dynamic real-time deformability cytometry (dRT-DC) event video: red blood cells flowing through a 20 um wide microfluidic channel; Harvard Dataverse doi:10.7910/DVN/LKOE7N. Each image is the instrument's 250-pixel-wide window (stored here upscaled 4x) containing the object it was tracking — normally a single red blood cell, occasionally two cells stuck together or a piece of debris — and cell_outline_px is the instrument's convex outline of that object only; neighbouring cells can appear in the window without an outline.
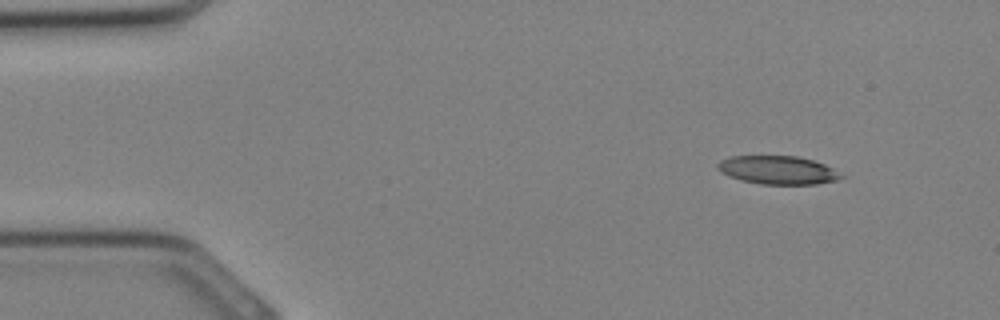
{"species": "Egyptian fruit bat (a non-hibernating species)", "species_latin": "Rousettus aegyptiacus", "temperature_condition": "cold", "stored_images_in_passage": 31, "camera_frame_rate_fps": 3000, "um_per_image_px": 0.085, "animal": {"sex": "female"}, "frame": {"image": 1, "passage_image": 2, "time_ms": 0.333, "image_size_px": [1000, 320], "cell_outline_px": [[844, 176], [836, 180], [816, 184], [760, 184], [740, 180], [728, 176], [720, 172], [716, 168], [716, 164], [720, 160], [732, 156], [796, 156], [812, 160], [824, 164], [832, 168]], "centroid_in_image_um": [66.06, 14.45], "position_along_channel_um": 18.9, "area_um2": 20.4}}
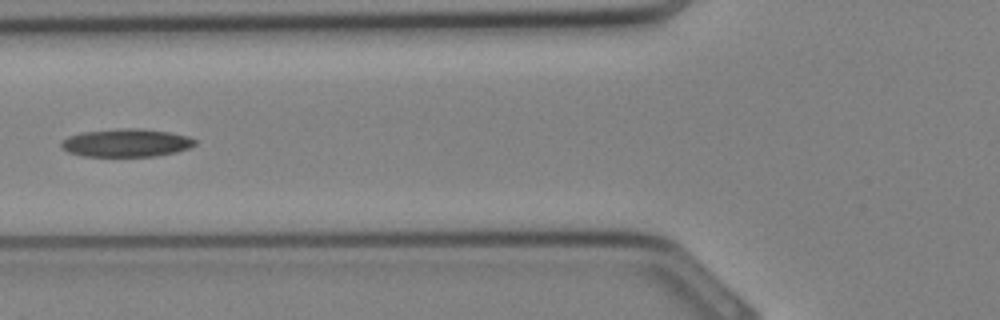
{"frame": {"image": 2, "passage_image": 11, "time_ms": 3.333, "image_size_px": [1000, 320], "cell_outline_px": [[196, 144], [188, 148], [176, 152], [156, 156], [84, 156], [68, 152], [60, 144], [60, 140], [68, 136], [84, 132], [124, 128], [140, 128], [168, 132], [188, 136], [196, 140]], "centroid_in_image_um": [10.73, 12.14], "position_along_channel_um": 115.1, "area_um2": 21.73}}
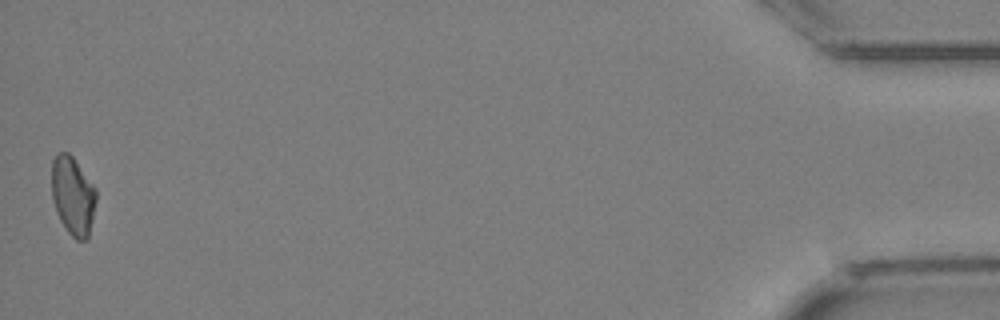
{"frame": {"image": 3, "passage_image": 31, "time_ms": 10.0, "image_size_px": [1000, 320], "cell_outline_px": [[96, 200], [88, 240], [76, 240], [68, 232], [60, 220], [52, 200], [52, 160], [56, 152], [68, 152], [72, 156], [96, 188]], "centroid_in_image_um": [6.19, 16.63], "position_along_channel_um": 429.0, "area_um2": 20.4}}